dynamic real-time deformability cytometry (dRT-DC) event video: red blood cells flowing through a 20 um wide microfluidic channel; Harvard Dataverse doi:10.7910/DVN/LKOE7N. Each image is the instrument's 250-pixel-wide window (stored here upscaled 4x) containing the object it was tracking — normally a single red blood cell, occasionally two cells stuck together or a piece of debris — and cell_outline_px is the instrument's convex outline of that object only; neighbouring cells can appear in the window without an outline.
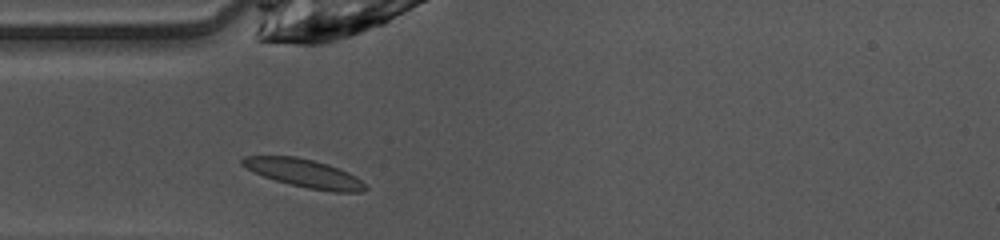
{"species": "common noctule bat (a hibernating species)", "species_latin": "Nyctalus noctula", "temperature_condition": "warm", "stored_images_in_passage": 36, "camera_frame_rate_fps": 3000, "um_per_image_px": 0.085, "animal": {"sex": "female", "body_mass_g": 10.0, "forearm_length_mm": 53.1}, "frame": {"image": 1, "passage_image": 1, "time_ms": 0.0, "image_size_px": [1000, 240], "cell_outline_px": [[368, 188], [360, 192], [332, 192], [308, 188], [276, 180], [264, 176], [240, 164], [240, 160], [244, 156], [296, 156], [328, 164], [348, 172], [356, 176]], "centroid_in_image_um": [25.88, 14.72], "position_along_channel_um": 59.1, "area_um2": 19.94}}
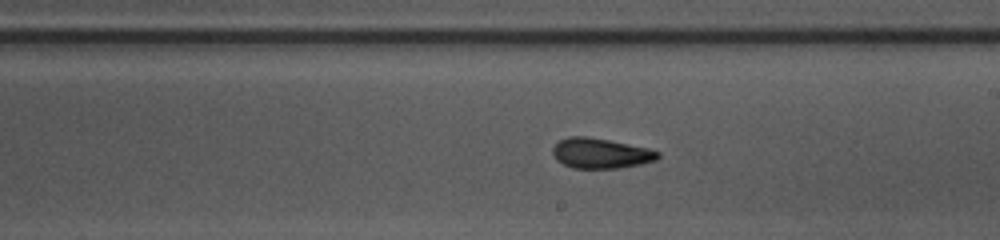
{"frame": {"image": 2, "passage_image": 14, "time_ms": 4.333, "image_size_px": [1000, 240], "cell_outline_px": [[660, 156], [656, 160], [640, 164], [620, 168], [572, 168], [556, 160], [552, 152], [552, 148], [556, 140], [568, 136], [588, 136], [648, 148], [660, 152]], "centroid_in_image_um": [51.01, 13.02], "position_along_channel_um": 238.0, "area_um2": 18.67}}
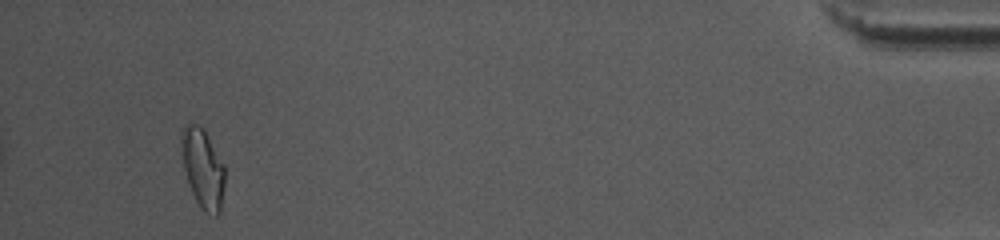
{"frame": {"image": 3, "passage_image": 33, "time_ms": 10.667, "image_size_px": [1000, 240], "cell_outline_px": [[224, 184], [220, 212], [216, 216], [204, 212], [196, 200], [192, 192], [184, 168], [180, 140], [180, 136], [184, 124], [200, 124], [204, 128], [224, 164]], "centroid_in_image_um": [17.24, 14.27], "position_along_channel_um": 418.0, "area_um2": 20.06}, "authors_computed_cell_mechanics": {"area_um2": 18.6405, "velocity_mm_per_s": 4.1112, "shape_relaxation_time_tau1_ms": 4.537, "shape_relaxation_time_tau2_ms": 5.6538, "deformation_change_tau1": 0.172, "deformation_change_tau2": 0.1091}}